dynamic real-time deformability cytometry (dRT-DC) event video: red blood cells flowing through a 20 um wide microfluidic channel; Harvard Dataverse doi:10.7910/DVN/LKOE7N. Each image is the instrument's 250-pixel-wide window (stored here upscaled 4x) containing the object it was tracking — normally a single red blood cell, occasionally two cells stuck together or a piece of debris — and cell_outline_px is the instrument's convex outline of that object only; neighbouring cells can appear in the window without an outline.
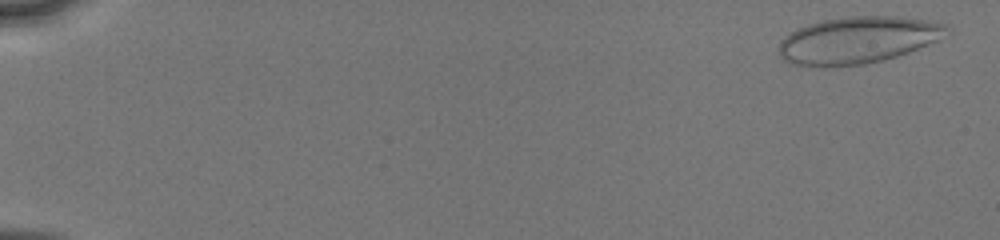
{"species": "human", "species_latin": "Homo sapiens", "temperature_condition": "cold", "stored_images_in_passage": 51, "camera_frame_rate_fps": 3000, "um_per_image_px": 0.085, "donor": {"sex": "male"}, "frame": {"image": 1, "passage_image": 2, "time_ms": 0.333, "image_size_px": [1000, 240], "cell_outline_px": [[952, 32], [936, 40], [908, 52], [884, 60], [864, 64], [792, 64], [784, 60], [776, 52], [780, 40], [784, 36], [808, 24], [824, 20], [848, 16], [900, 16], [948, 24], [952, 28]], "centroid_in_image_um": [72.96, 3.37], "position_along_channel_um": 12.0, "area_um2": 45.26}}
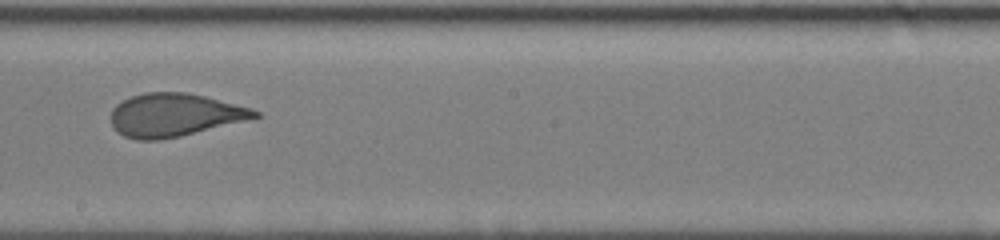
{"frame": {"image": 2, "passage_image": 31, "time_ms": 10.0, "image_size_px": [1000, 240], "cell_outline_px": [[264, 116], [180, 136], [160, 140], [136, 140], [124, 136], [112, 128], [112, 108], [116, 104], [132, 96], [144, 92], [184, 92], [204, 96], [252, 108], [260, 112]], "centroid_in_image_um": [14.84, 9.78], "position_along_channel_um": 233.4, "area_um2": 36.13}}
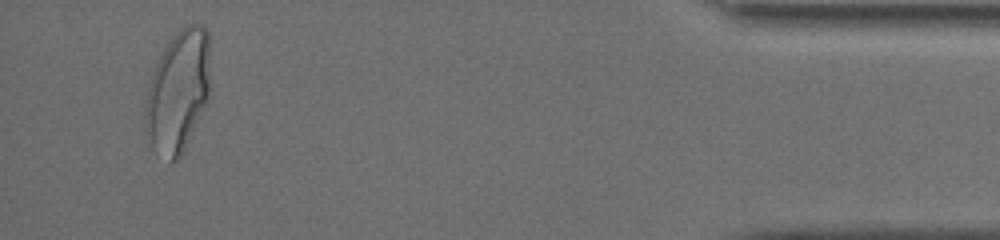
{"frame": {"image": 3, "passage_image": 49, "time_ms": 16.0, "image_size_px": [1000, 240], "cell_outline_px": [[208, 96], [184, 152], [176, 160], [168, 164], [152, 144], [144, 124], [144, 116], [148, 88], [156, 64], [164, 48], [172, 36], [184, 24], [204, 24], [208, 28]], "centroid_in_image_um": [15.13, 7.75], "position_along_channel_um": 420.1, "area_um2": 45.6}, "authors_computed_cell_mechanics": {"area_um2": 40.6334, "velocity_mm_per_s": 4.0926, "shape_relaxation_time_tau1_ms": 4.7365, "shape_relaxation_time_tau2_ms": 0.6525, "deformation_change_tau1": 0.1652, "deformation_change_tau2": 0.0769}}